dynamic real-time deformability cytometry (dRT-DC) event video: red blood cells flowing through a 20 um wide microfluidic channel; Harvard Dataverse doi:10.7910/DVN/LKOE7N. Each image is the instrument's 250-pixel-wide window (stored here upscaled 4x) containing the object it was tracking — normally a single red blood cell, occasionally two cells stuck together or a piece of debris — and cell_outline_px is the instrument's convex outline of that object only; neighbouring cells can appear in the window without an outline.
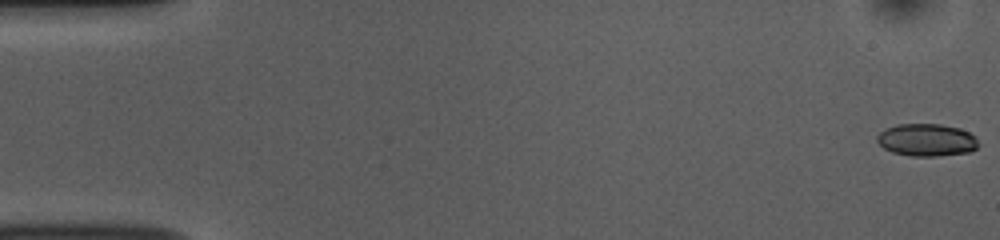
{"species": "common noctule bat (a hibernating species)", "species_latin": "Nyctalus noctula", "temperature_condition": "room temperature", "stored_images_in_passage": 53, "camera_frame_rate_fps": 3000, "um_per_image_px": 0.085, "animal": {"sex": "female", "body_mass_g": 10.0, "forearm_length_mm": 53.1}, "frame": {"image": 1, "passage_image": 1, "time_ms": 0.0, "image_size_px": [1000, 240], "cell_outline_px": [[980, 144], [972, 152], [936, 156], [912, 156], [892, 152], [884, 148], [876, 140], [876, 136], [880, 132], [896, 124], [940, 124], [960, 128], [976, 136]], "centroid_in_image_um": [78.8, 11.9], "position_along_channel_um": 6.2, "area_um2": 19.31}}
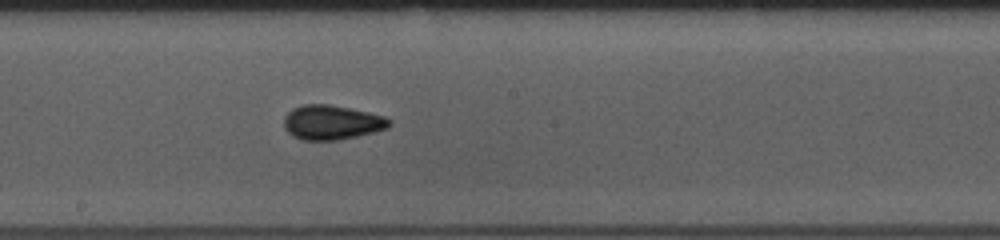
{"frame": {"image": 2, "passage_image": 29, "time_ms": 9.333, "image_size_px": [1000, 240], "cell_outline_px": [[392, 124], [388, 128], [340, 140], [300, 140], [292, 136], [284, 128], [284, 116], [292, 108], [304, 104], [328, 104], [368, 112], [384, 116], [392, 120]], "centroid_in_image_um": [28.18, 10.41], "position_along_channel_um": 220.0, "area_um2": 21.27}}
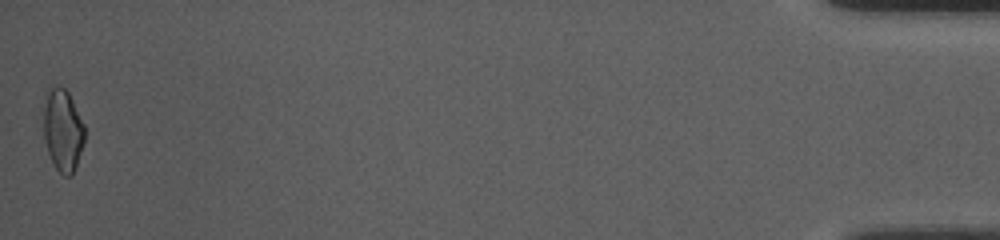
{"frame": {"image": 3, "passage_image": 53, "time_ms": 17.333, "image_size_px": [1000, 240], "cell_outline_px": [[84, 144], [76, 168], [72, 176], [64, 176], [56, 168], [48, 152], [44, 136], [44, 92], [48, 88], [64, 88], [68, 92], [84, 124]], "centroid_in_image_um": [5.34, 11.08], "position_along_channel_um": 429.9, "area_um2": 19.65}, "authors_computed_cell_mechanics": {"area_um2": 19.7098, "velocity_mm_per_s": 3.8076, "shape_relaxation_time_tau1_ms": 6.3176, "shape_relaxation_time_tau2_ms": 2.0819, "deformation_change_tau1": 0.1083, "deformation_change_tau2": 0.0598}}